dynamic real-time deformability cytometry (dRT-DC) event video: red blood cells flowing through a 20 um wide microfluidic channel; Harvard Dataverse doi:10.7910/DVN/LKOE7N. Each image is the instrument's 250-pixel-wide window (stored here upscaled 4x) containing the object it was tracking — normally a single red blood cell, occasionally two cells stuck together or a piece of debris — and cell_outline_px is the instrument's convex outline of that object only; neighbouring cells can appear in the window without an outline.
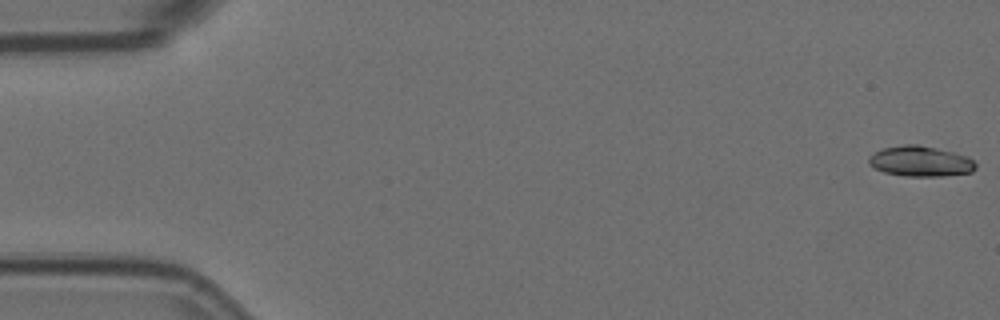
{"species": "Egyptian fruit bat (a non-hibernating species)", "species_latin": "Rousettus aegyptiacus", "temperature_condition": "room temperature", "stored_images_in_passage": 2, "camera_frame_rate_fps": 3000, "um_per_image_px": 0.085, "animal": {"sex": "female"}, "frame": {"image": 1, "passage_image": 2, "time_ms": 0.333, "image_size_px": [1000, 320], "cell_outline_px": [[976, 168], [972, 172], [940, 176], [904, 176], [884, 172], [868, 164], [868, 160], [876, 152], [884, 148], [904, 144], [916, 144], [936, 148], [968, 156], [976, 164]], "centroid_in_image_um": [78.26, 13.71], "position_along_channel_um": 6.7, "area_um2": 18.73}}